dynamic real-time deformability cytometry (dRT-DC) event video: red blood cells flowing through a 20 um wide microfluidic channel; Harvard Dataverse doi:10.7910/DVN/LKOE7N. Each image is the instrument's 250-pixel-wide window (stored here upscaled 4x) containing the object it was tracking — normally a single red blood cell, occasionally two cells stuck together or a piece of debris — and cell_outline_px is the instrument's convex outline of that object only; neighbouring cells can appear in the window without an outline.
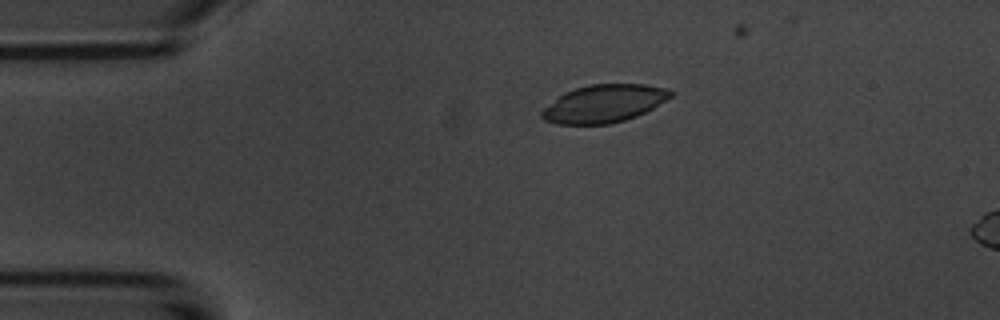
{"species": "common noctule bat (a hibernating species)", "species_latin": "Nyctalus noctula", "temperature_condition": "room temperature", "stored_images_in_passage": 5, "camera_frame_rate_fps": 3000, "um_per_image_px": 0.085, "animal": {"sex": "male", "body_mass_g": 20.1, "forearm_length_mm": 53.5}, "frame": {"image": 1, "passage_image": 3, "time_ms": 3.0, "image_size_px": [1000, 320], "cell_outline_px": [[676, 92], [672, 96], [652, 108], [636, 116], [624, 120], [608, 124], [556, 124], [544, 120], [540, 116], [540, 112], [544, 108], [564, 92], [588, 84], [644, 84], [668, 88]], "centroid_in_image_um": [51.34, 8.8], "position_along_channel_um": 33.7, "area_um2": 28.32}}